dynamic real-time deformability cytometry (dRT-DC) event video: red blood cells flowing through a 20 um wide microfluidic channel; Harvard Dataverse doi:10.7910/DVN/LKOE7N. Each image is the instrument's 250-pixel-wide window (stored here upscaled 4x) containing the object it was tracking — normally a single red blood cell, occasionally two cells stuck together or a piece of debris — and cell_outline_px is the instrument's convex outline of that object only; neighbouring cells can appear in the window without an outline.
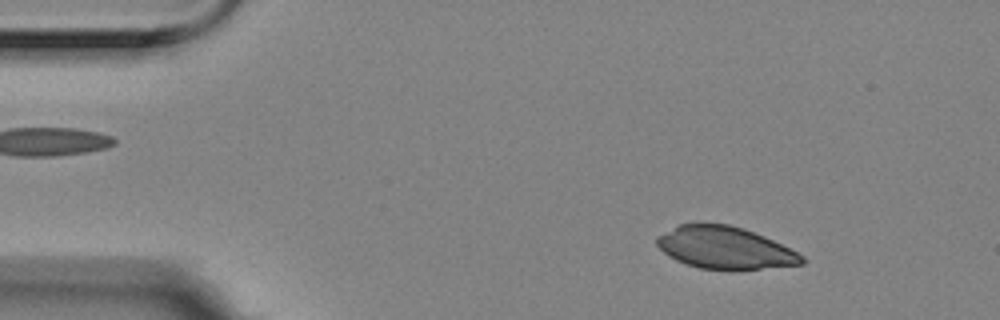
{"species": "Egyptian fruit bat (a non-hibernating species)", "species_latin": "Rousettus aegyptiacus", "temperature_condition": "room temperature", "stored_images_in_passage": 3, "camera_frame_rate_fps": 3000, "um_per_image_px": 0.085, "animal": {"sex": "female"}, "frame": {"image": 1, "passage_image": 1, "time_ms": 0.0, "image_size_px": [1000, 320], "cell_outline_px": [[808, 260], [804, 264], [760, 268], [700, 268], [676, 260], [668, 256], [656, 244], [656, 236], [680, 224], [728, 224], [744, 228], [764, 236], [804, 256]], "centroid_in_image_um": [61.61, 21.04], "position_along_channel_um": 23.4, "area_um2": 34.91}}